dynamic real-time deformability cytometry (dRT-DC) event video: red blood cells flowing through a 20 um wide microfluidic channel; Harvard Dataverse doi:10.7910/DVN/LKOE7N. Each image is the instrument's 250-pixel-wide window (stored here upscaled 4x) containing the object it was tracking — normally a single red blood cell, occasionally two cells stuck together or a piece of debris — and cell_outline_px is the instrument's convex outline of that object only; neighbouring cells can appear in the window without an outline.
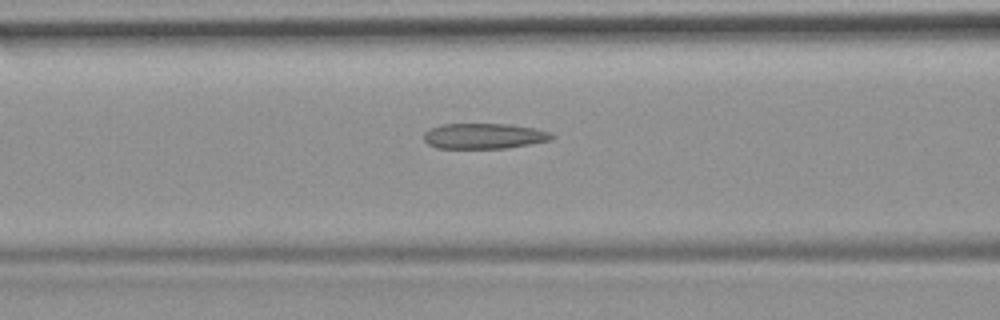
{"species": "common noctule bat (a hibernating species)", "species_latin": "Nyctalus noctula", "temperature_condition": "room temperature", "stored_images_in_passage": 49, "camera_frame_rate_fps": 3000, "um_per_image_px": 0.085, "animal": {"sex": "female", "body_mass_g": 19.9}, "frame": {"image": 1, "passage_image": 22, "time_ms": 7.0, "image_size_px": [1000, 320], "cell_outline_px": [[556, 136], [552, 140], [504, 148], [436, 148], [428, 144], [424, 140], [424, 132], [432, 128], [444, 124], [512, 124], [552, 132]], "centroid_in_image_um": [41.17, 11.56], "position_along_channel_um": 125.4, "area_um2": 18.96}, "authors_computed_cell_mechanics": {"area_um2": 19.5942, "velocity_mm_per_s": 3.7899, "shape_relaxation_time_tau1_ms": null, "shape_relaxation_time_tau2_ms": 3.4815, "deformation_change_tau1": null, "deformation_change_tau2": 0.1464}}